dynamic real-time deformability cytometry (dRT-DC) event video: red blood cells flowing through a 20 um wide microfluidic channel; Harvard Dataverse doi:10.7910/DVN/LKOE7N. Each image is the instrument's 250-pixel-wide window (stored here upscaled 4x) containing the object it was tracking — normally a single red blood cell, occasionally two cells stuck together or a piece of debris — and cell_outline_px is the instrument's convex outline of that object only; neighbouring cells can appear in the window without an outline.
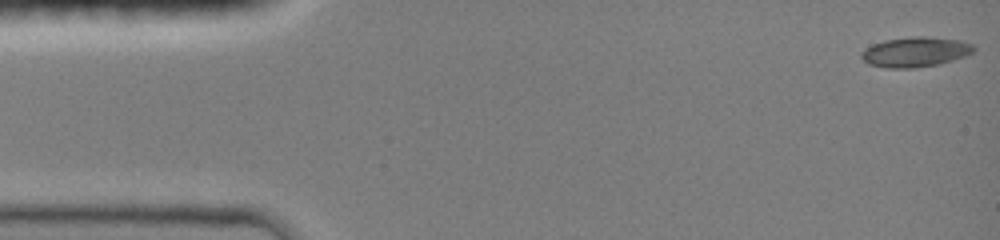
{"species": "common noctule bat (a hibernating species)", "species_latin": "Nyctalus noctula", "temperature_condition": "room temperature", "stored_images_in_passage": 13, "camera_frame_rate_fps": 3000, "um_per_image_px": 0.085, "animal": {"sex": "female", "body_mass_g": 19.0, "forearm_length_mm": 51.5}, "frame": {"image": 1, "passage_image": 1, "time_ms": 0.0, "image_size_px": [1000, 240], "cell_outline_px": [[976, 48], [972, 52], [964, 56], [952, 60], [936, 64], [912, 68], [888, 68], [868, 64], [860, 56], [860, 52], [864, 48], [872, 44], [884, 40], [912, 36], [924, 36], [960, 40], [972, 44]], "centroid_in_image_um": [77.76, 4.4], "position_along_channel_um": 7.2, "area_um2": 19.59}}
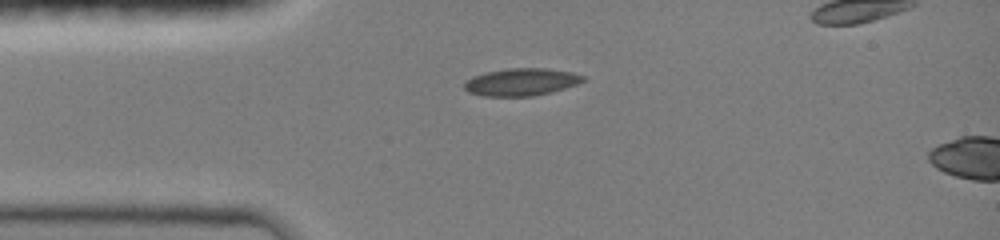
{"frame": {"image": 2, "passage_image": 10, "time_ms": 3.333, "image_size_px": [1000, 240], "cell_outline_px": [[584, 80], [576, 84], [564, 88], [532, 96], [484, 96], [468, 92], [464, 88], [464, 84], [472, 76], [484, 72], [508, 68], [544, 68], [572, 72], [584, 76]], "centroid_in_image_um": [44.27, 6.96], "position_along_channel_um": 40.7, "area_um2": 18.79}}